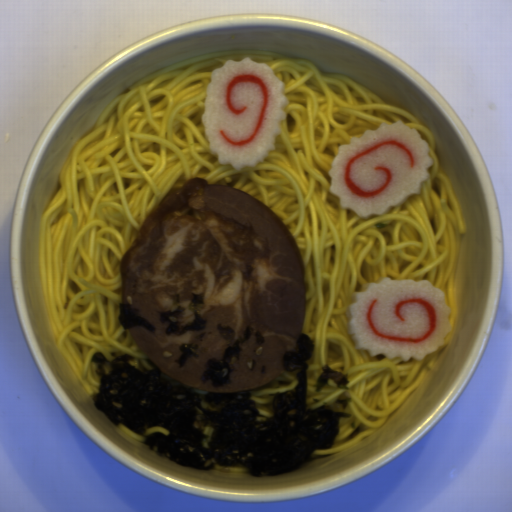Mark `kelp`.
Returning <instances> with one entry per match:
<instances>
[{"label":"kelp","instance_id":"3","mask_svg":"<svg viewBox=\"0 0 512 512\" xmlns=\"http://www.w3.org/2000/svg\"><path fill=\"white\" fill-rule=\"evenodd\" d=\"M204 297L203 293L191 295L189 309L192 312V319L185 325H181L180 320L185 315L186 307L178 305L174 311L158 312L156 316L166 326V335L169 337L172 334L184 336L189 332H196L206 328L207 322L200 316V311L205 304Z\"/></svg>","mask_w":512,"mask_h":512},{"label":"kelp","instance_id":"6","mask_svg":"<svg viewBox=\"0 0 512 512\" xmlns=\"http://www.w3.org/2000/svg\"><path fill=\"white\" fill-rule=\"evenodd\" d=\"M199 348L198 343L183 342L179 345V352L181 355L174 362L178 365L179 369L183 368L189 357L198 358L196 349Z\"/></svg>","mask_w":512,"mask_h":512},{"label":"kelp","instance_id":"4","mask_svg":"<svg viewBox=\"0 0 512 512\" xmlns=\"http://www.w3.org/2000/svg\"><path fill=\"white\" fill-rule=\"evenodd\" d=\"M117 321L126 329H132L136 325H141L144 329L150 332L155 331L156 329L155 325H153L143 317L137 315L136 309L131 308L130 304L126 302H122L119 305V314L117 316Z\"/></svg>","mask_w":512,"mask_h":512},{"label":"kelp","instance_id":"7","mask_svg":"<svg viewBox=\"0 0 512 512\" xmlns=\"http://www.w3.org/2000/svg\"><path fill=\"white\" fill-rule=\"evenodd\" d=\"M351 401V397H344V398H336L335 403L339 404L342 409H347V406L349 402Z\"/></svg>","mask_w":512,"mask_h":512},{"label":"kelp","instance_id":"1","mask_svg":"<svg viewBox=\"0 0 512 512\" xmlns=\"http://www.w3.org/2000/svg\"><path fill=\"white\" fill-rule=\"evenodd\" d=\"M294 345L282 357L281 369L296 372V385L273 395L266 419L257 418L250 389H195L150 359L105 357L100 351L91 358L99 382L92 403L114 426L142 435L151 427L169 432L147 436L145 446L182 467L211 471L243 465L261 477L297 472L316 452L333 449L340 418L351 415L328 403L311 408L306 399L308 362L316 343L302 331Z\"/></svg>","mask_w":512,"mask_h":512},{"label":"kelp","instance_id":"2","mask_svg":"<svg viewBox=\"0 0 512 512\" xmlns=\"http://www.w3.org/2000/svg\"><path fill=\"white\" fill-rule=\"evenodd\" d=\"M218 330L222 337L227 340V347L223 352L221 359L212 358L207 361L205 370L200 376L202 384L211 381V385L223 387L225 384H230V359L232 357H239L242 354V343L249 340L251 337L255 338L256 344H262L266 340L260 331H254L253 327H249L243 335L235 339L234 328L230 326L222 327L221 324L217 325Z\"/></svg>","mask_w":512,"mask_h":512},{"label":"kelp","instance_id":"5","mask_svg":"<svg viewBox=\"0 0 512 512\" xmlns=\"http://www.w3.org/2000/svg\"><path fill=\"white\" fill-rule=\"evenodd\" d=\"M321 371L322 373L319 374L315 383V390L317 392L322 391L328 382H332L337 387H347L349 378L346 377L343 372L335 370L329 367L327 364L322 367Z\"/></svg>","mask_w":512,"mask_h":512}]
</instances>
